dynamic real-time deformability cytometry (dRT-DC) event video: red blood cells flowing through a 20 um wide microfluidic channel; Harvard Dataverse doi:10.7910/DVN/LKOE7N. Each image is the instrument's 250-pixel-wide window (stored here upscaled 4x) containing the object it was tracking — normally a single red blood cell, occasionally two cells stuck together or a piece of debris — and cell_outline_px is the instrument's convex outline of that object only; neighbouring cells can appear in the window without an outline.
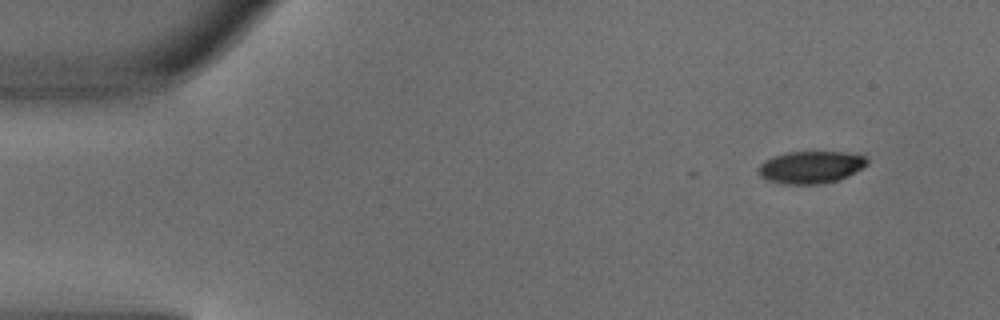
{"species": "common noctule bat (a hibernating species)", "species_latin": "Nyctalus noctula", "temperature_condition": "warm", "stored_images_in_passage": 3, "camera_frame_rate_fps": 3000, "um_per_image_px": 0.085, "animal": {"sex": "male", "body_mass_g": 18.8}, "frame": {"image": 1, "passage_image": 1, "time_ms": 0.0, "image_size_px": [1000, 320], "cell_outline_px": [[868, 164], [848, 176], [836, 180], [820, 184], [784, 184], [764, 180], [756, 172], [760, 164], [764, 160], [772, 156], [788, 152], [844, 152], [864, 156], [868, 160]], "centroid_in_image_um": [68.86, 14.21], "position_along_channel_um": 16.1, "area_um2": 20.58}}
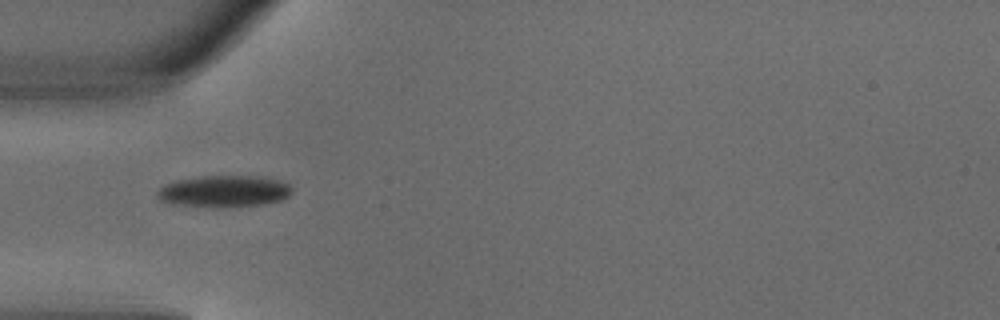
{"frame": {"image": 2, "passage_image": 3, "time_ms": 0.667, "image_size_px": [1000, 320], "cell_outline_px": [[292, 192], [288, 196], [280, 200], [264, 204], [232, 208], [216, 208], [172, 204], [160, 200], [156, 196], [156, 192], [164, 184], [176, 180], [200, 176], [264, 176], [288, 184], [292, 188]], "centroid_in_image_um": [19.02, 16.27], "position_along_channel_um": 66.0, "area_um2": 25.32}}